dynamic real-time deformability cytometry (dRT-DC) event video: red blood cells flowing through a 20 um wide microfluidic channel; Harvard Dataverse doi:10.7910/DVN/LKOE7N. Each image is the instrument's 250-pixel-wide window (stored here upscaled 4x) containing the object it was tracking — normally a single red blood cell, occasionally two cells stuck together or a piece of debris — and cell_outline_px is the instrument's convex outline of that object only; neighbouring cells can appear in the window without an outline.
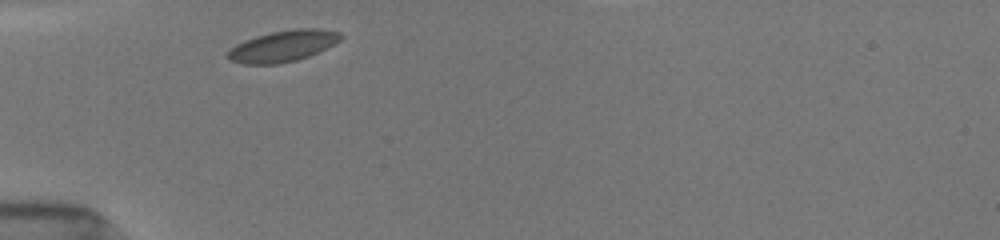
{"species": "common noctule bat (a hibernating species)", "species_latin": "Nyctalus noctula", "temperature_condition": "room temperature", "stored_images_in_passage": 10, "camera_frame_rate_fps": 3000, "um_per_image_px": 0.085, "animal": {"sex": "female", "body_mass_g": 19.5, "forearm_length_mm": 54.1}, "frame": {"image": 1, "passage_image": 1, "time_ms": 0.0, "image_size_px": [1000, 240], "cell_outline_px": [[344, 36], [340, 40], [308, 56], [296, 60], [280, 64], [244, 64], [228, 60], [228, 52], [236, 44], [244, 40], [256, 36], [272, 32], [296, 28], [320, 28], [340, 32]], "centroid_in_image_um": [24.04, 3.91], "position_along_channel_um": 61.0, "area_um2": 20.4}}
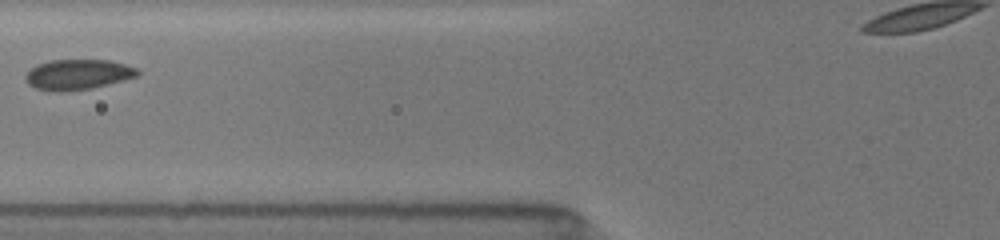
{"frame": {"image": 2, "passage_image": 4, "time_ms": 1.667, "image_size_px": [1000, 240], "cell_outline_px": [[140, 72], [136, 76], [124, 80], [92, 88], [68, 92], [52, 92], [36, 88], [28, 84], [24, 80], [24, 76], [36, 64], [52, 60], [108, 60], [124, 64], [136, 68]], "centroid_in_image_um": [6.57, 6.35], "position_along_channel_um": 119.2, "area_um2": 19.88}}
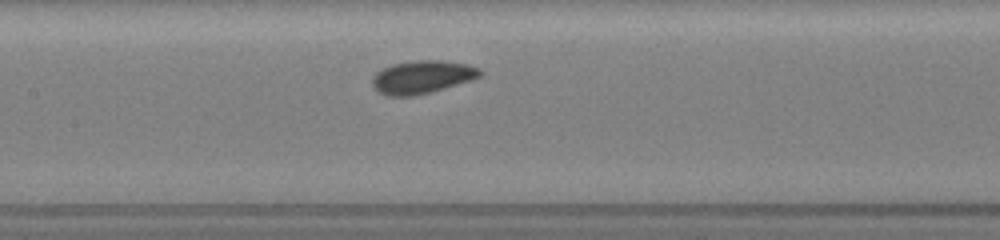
{"frame": {"image": 3, "passage_image": 6, "time_ms": 3.0, "image_size_px": [1000, 240], "cell_outline_px": [[484, 72], [480, 76], [472, 80], [444, 88], [412, 96], [384, 96], [376, 92], [372, 84], [372, 76], [376, 72], [392, 64], [420, 60], [440, 60], [468, 64], [480, 68]], "centroid_in_image_um": [35.87, 6.55], "position_along_channel_um": 171.5, "area_um2": 20.81}}